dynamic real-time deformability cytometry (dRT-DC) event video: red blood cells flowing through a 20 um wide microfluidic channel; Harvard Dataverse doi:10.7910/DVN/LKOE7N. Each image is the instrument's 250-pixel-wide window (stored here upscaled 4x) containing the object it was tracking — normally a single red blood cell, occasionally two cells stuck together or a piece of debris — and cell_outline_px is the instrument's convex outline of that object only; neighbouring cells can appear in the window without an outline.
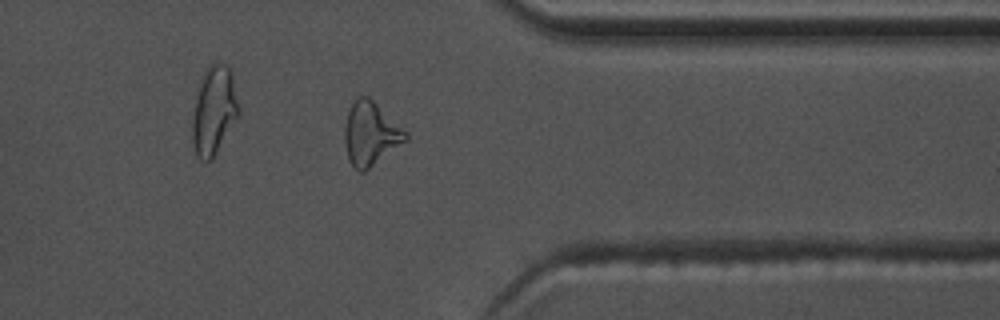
{"species": "common noctule bat (a hibernating species)", "species_latin": "Nyctalus noctula", "temperature_condition": "warm", "stored_images_in_passage": 41, "camera_frame_rate_fps": 3000, "um_per_image_px": 0.085, "animal": {"sex": "male", "body_mass_g": 17.5, "forearm_length_mm": 52.3}, "frame": {"image": 1, "passage_image": 30, "time_ms": 9.667, "image_size_px": [1000, 320], "cell_outline_px": [[408, 140], [364, 172], [360, 172], [352, 164], [348, 156], [344, 140], [344, 124], [348, 108], [356, 96], [368, 96], [408, 132]], "centroid_in_image_um": [31.49, 11.34], "position_along_channel_um": 379.9, "area_um2": 22.66}, "authors_computed_cell_mechanics": {"area_um2": 20.3456, "velocity_mm_per_s": 3.8132, "shape_relaxation_time_tau1_ms": 10.5774, "shape_relaxation_time_tau2_ms": 3.9974, "deformation_change_tau1": 0.2848, "deformation_change_tau2": 0.1282}}